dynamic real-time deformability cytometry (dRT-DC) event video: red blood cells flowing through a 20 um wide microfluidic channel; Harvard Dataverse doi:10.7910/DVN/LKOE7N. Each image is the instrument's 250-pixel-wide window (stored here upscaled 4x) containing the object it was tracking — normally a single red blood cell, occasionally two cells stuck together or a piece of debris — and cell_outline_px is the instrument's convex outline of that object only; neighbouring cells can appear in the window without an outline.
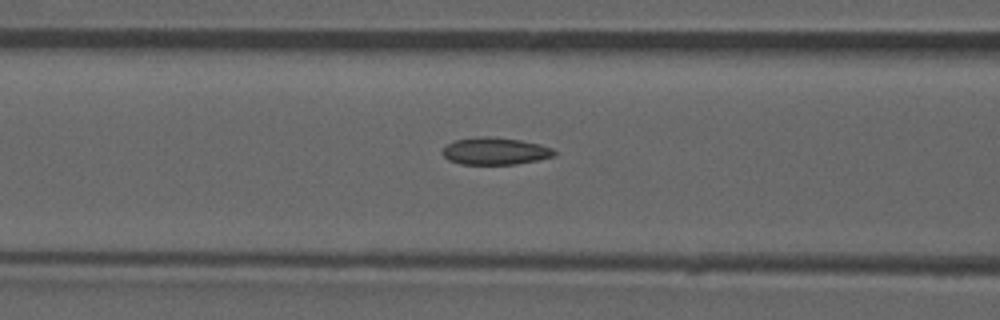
{"species": "common noctule bat (a hibernating species)", "species_latin": "Nyctalus noctula", "temperature_condition": "room temperature", "stored_images_in_passage": 8, "camera_frame_rate_fps": 3000, "um_per_image_px": 0.085, "animal": {"sex": "male", "forearm_length_mm": 52.5}, "frame": {"image": 1, "passage_image": 6, "time_ms": 1.667, "image_size_px": [1000, 320], "cell_outline_px": [[556, 156], [516, 164], [460, 164], [448, 160], [440, 152], [448, 144], [456, 140], [480, 136], [488, 136], [520, 140], [540, 144], [552, 148], [556, 152]], "centroid_in_image_um": [42.08, 12.84], "position_along_channel_um": 124.5, "area_um2": 17.69}}